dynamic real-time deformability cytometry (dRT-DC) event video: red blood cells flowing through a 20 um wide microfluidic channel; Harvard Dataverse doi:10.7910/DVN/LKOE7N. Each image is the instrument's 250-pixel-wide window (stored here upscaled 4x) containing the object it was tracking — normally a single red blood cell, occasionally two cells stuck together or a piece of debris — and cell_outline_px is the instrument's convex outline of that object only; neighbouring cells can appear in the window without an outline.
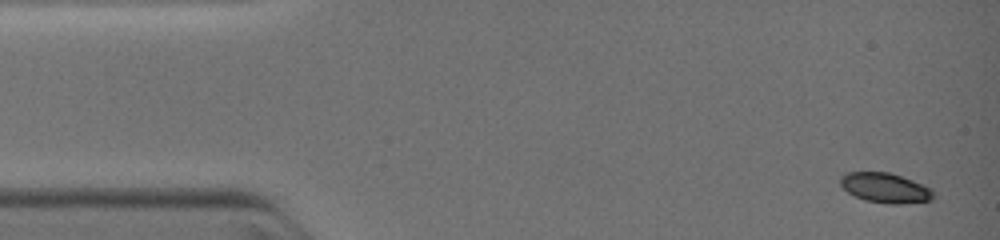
{"species": "common noctule bat (a hibernating species)", "species_latin": "Nyctalus noctula", "temperature_condition": "warm", "stored_images_in_passage": 30, "segment_of_instrument_passage": [1, 2], "camera_frame_rate_fps": 3000, "um_per_image_px": 0.085, "animal": {"sex": "female", "body_mass_g": 19.0, "forearm_length_mm": 51.5}, "frame": {"image": 1, "passage_image": 1, "time_ms": 0.0, "image_size_px": [1000, 240], "cell_outline_px": [[932, 200], [900, 204], [888, 204], [864, 200], [848, 192], [840, 184], [840, 176], [844, 172], [888, 172], [912, 180], [932, 188]], "centroid_in_image_um": [75.22, 15.96], "position_along_channel_um": 9.8, "area_um2": 16.13}}
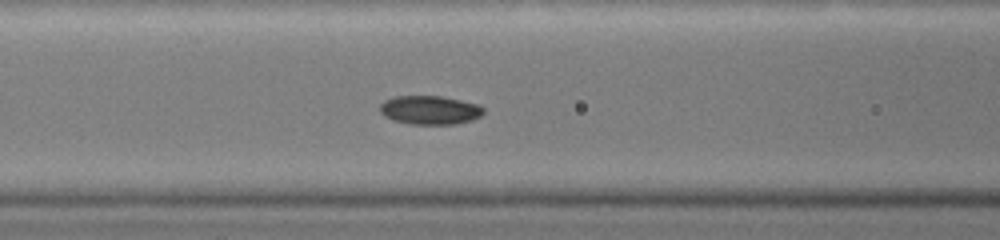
{"frame": {"image": 2, "passage_image": 13, "time_ms": 4.667, "image_size_px": [1000, 240], "cell_outline_px": [[484, 112], [480, 116], [472, 120], [456, 124], [412, 124], [396, 120], [384, 116], [380, 112], [380, 104], [384, 100], [396, 96], [440, 96], [480, 104], [484, 108]], "centroid_in_image_um": [36.56, 9.35], "position_along_channel_um": 130.0, "area_um2": 17.34}}
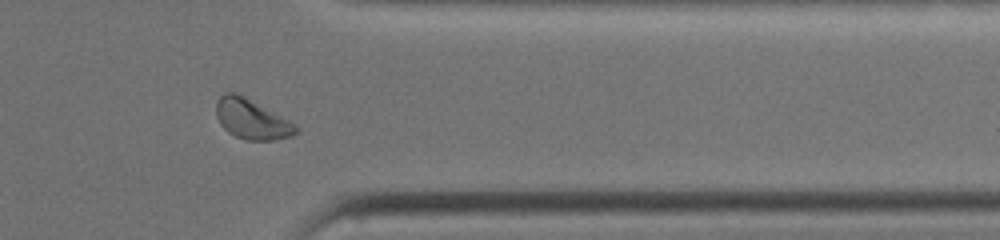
{"frame": {"image": 3, "passage_image": 26, "time_ms": 10.0, "image_size_px": [1000, 240], "cell_outline_px": [[300, 128], [292, 136], [272, 140], [244, 140], [228, 132], [220, 124], [216, 116], [216, 100], [224, 92], [236, 92], [244, 96], [296, 124]], "centroid_in_image_um": [21.37, 10.12], "position_along_channel_um": 390.0, "area_um2": 18.55}}